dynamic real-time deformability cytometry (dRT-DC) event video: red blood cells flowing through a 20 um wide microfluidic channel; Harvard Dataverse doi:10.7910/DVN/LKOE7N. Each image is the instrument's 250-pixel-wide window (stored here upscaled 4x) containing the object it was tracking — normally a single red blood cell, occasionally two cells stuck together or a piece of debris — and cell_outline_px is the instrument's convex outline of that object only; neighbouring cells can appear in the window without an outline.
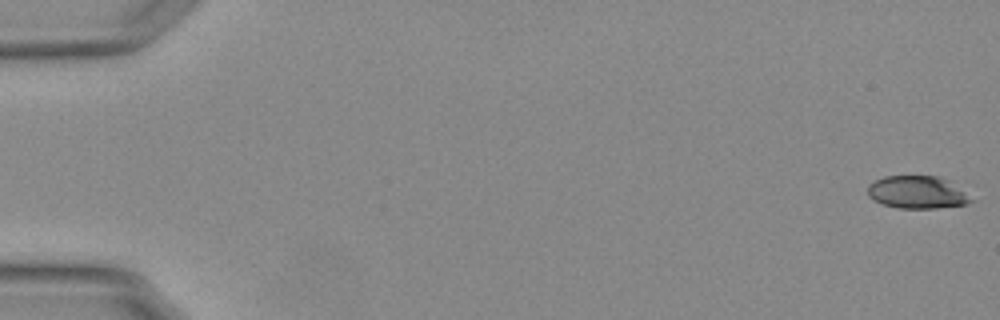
{"species": "Egyptian fruit bat (a non-hibernating species)", "species_latin": "Rousettus aegyptiacus", "temperature_condition": "warm", "stored_images_in_passage": 55, "camera_frame_rate_fps": 3000, "um_per_image_px": 0.085, "animal": {"sex": "female"}, "frame": {"image": 1, "passage_image": 1, "time_ms": 0.0, "image_size_px": [1000, 320], "cell_outline_px": [[976, 200], [968, 204], [936, 208], [896, 208], [872, 200], [868, 196], [868, 184], [884, 176], [940, 176], [948, 180]], "centroid_in_image_um": [77.97, 16.35], "position_along_channel_um": 7.0, "area_um2": 19.77}}
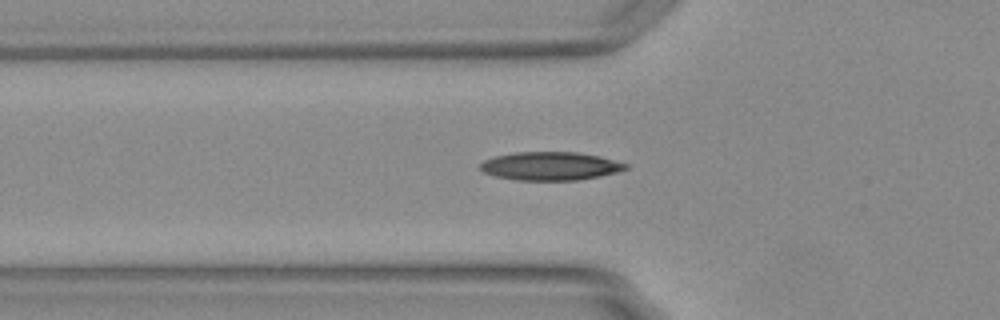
{"frame": {"image": 2, "passage_image": 20, "time_ms": 6.333, "image_size_px": [1000, 320], "cell_outline_px": [[628, 168], [616, 172], [600, 176], [576, 180], [516, 180], [496, 176], [484, 172], [480, 168], [480, 164], [484, 160], [492, 156], [516, 152], [576, 152], [600, 156], [628, 164]], "centroid_in_image_um": [46.76, 14.11], "position_along_channel_um": 79.0, "area_um2": 23.99}}
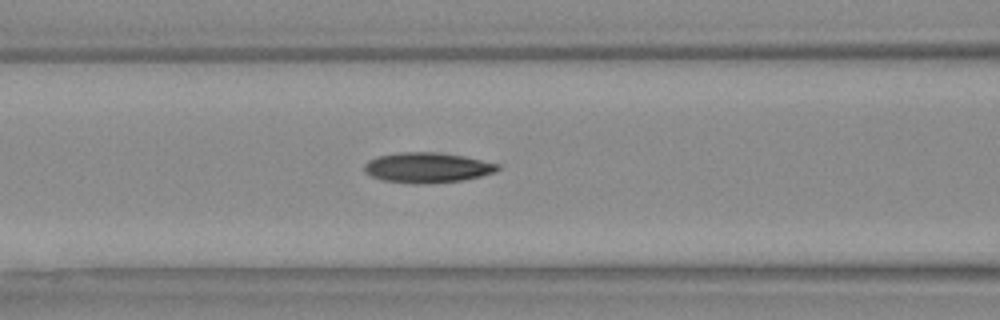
{"frame": {"image": 3, "passage_image": 24, "time_ms": 7.667, "image_size_px": [1000, 320], "cell_outline_px": [[500, 168], [496, 172], [464, 180], [420, 184], [412, 184], [384, 180], [372, 176], [364, 172], [364, 164], [368, 160], [376, 156], [396, 152], [440, 152], [464, 156], [500, 164]], "centroid_in_image_um": [36.31, 14.24], "position_along_channel_um": 130.3, "area_um2": 23.7}, "authors_computed_cell_mechanics": {"area_um2": 22.1952, "velocity_mm_per_s": 3.7811, "shape_relaxation_time_tau1_ms": 9.8085, "shape_relaxation_time_tau2_ms": 7.2056, "deformation_change_tau1": 0.2219, "deformation_change_tau2": 0.1618}}